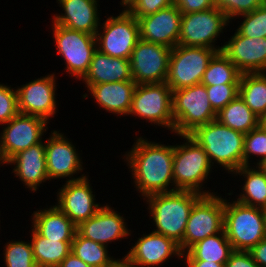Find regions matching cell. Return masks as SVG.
I'll use <instances>...</instances> for the list:
<instances>
[{
  "instance_id": "cell-51",
  "label": "cell",
  "mask_w": 266,
  "mask_h": 267,
  "mask_svg": "<svg viewBox=\"0 0 266 267\" xmlns=\"http://www.w3.org/2000/svg\"><path fill=\"white\" fill-rule=\"evenodd\" d=\"M1 164L4 165V163H3V161H2V159L0 157V167H1Z\"/></svg>"
},
{
  "instance_id": "cell-32",
  "label": "cell",
  "mask_w": 266,
  "mask_h": 267,
  "mask_svg": "<svg viewBox=\"0 0 266 267\" xmlns=\"http://www.w3.org/2000/svg\"><path fill=\"white\" fill-rule=\"evenodd\" d=\"M71 252L92 267H112L119 260L108 253L107 246L87 239L77 231L71 243Z\"/></svg>"
},
{
  "instance_id": "cell-40",
  "label": "cell",
  "mask_w": 266,
  "mask_h": 267,
  "mask_svg": "<svg viewBox=\"0 0 266 267\" xmlns=\"http://www.w3.org/2000/svg\"><path fill=\"white\" fill-rule=\"evenodd\" d=\"M175 5L182 14L201 12L216 6L214 0H175Z\"/></svg>"
},
{
  "instance_id": "cell-6",
  "label": "cell",
  "mask_w": 266,
  "mask_h": 267,
  "mask_svg": "<svg viewBox=\"0 0 266 267\" xmlns=\"http://www.w3.org/2000/svg\"><path fill=\"white\" fill-rule=\"evenodd\" d=\"M174 135H189L197 127L216 120L206 86L196 84L172 92Z\"/></svg>"
},
{
  "instance_id": "cell-8",
  "label": "cell",
  "mask_w": 266,
  "mask_h": 267,
  "mask_svg": "<svg viewBox=\"0 0 266 267\" xmlns=\"http://www.w3.org/2000/svg\"><path fill=\"white\" fill-rule=\"evenodd\" d=\"M57 54L63 57L68 76L81 80L97 50L95 35L72 30L52 22Z\"/></svg>"
},
{
  "instance_id": "cell-39",
  "label": "cell",
  "mask_w": 266,
  "mask_h": 267,
  "mask_svg": "<svg viewBox=\"0 0 266 267\" xmlns=\"http://www.w3.org/2000/svg\"><path fill=\"white\" fill-rule=\"evenodd\" d=\"M175 5V0H135L126 10L136 19Z\"/></svg>"
},
{
  "instance_id": "cell-10",
  "label": "cell",
  "mask_w": 266,
  "mask_h": 267,
  "mask_svg": "<svg viewBox=\"0 0 266 267\" xmlns=\"http://www.w3.org/2000/svg\"><path fill=\"white\" fill-rule=\"evenodd\" d=\"M119 13L115 17L111 15L100 24L95 35L97 50L111 57L130 59L140 40L139 25L137 19L126 9Z\"/></svg>"
},
{
  "instance_id": "cell-47",
  "label": "cell",
  "mask_w": 266,
  "mask_h": 267,
  "mask_svg": "<svg viewBox=\"0 0 266 267\" xmlns=\"http://www.w3.org/2000/svg\"><path fill=\"white\" fill-rule=\"evenodd\" d=\"M112 267H135L130 265L124 258L119 259Z\"/></svg>"
},
{
  "instance_id": "cell-42",
  "label": "cell",
  "mask_w": 266,
  "mask_h": 267,
  "mask_svg": "<svg viewBox=\"0 0 266 267\" xmlns=\"http://www.w3.org/2000/svg\"><path fill=\"white\" fill-rule=\"evenodd\" d=\"M229 21L240 15V0H214Z\"/></svg>"
},
{
  "instance_id": "cell-18",
  "label": "cell",
  "mask_w": 266,
  "mask_h": 267,
  "mask_svg": "<svg viewBox=\"0 0 266 267\" xmlns=\"http://www.w3.org/2000/svg\"><path fill=\"white\" fill-rule=\"evenodd\" d=\"M129 249L122 258L135 267H157L173 256L182 260L183 254L173 239L154 231L143 234Z\"/></svg>"
},
{
  "instance_id": "cell-2",
  "label": "cell",
  "mask_w": 266,
  "mask_h": 267,
  "mask_svg": "<svg viewBox=\"0 0 266 267\" xmlns=\"http://www.w3.org/2000/svg\"><path fill=\"white\" fill-rule=\"evenodd\" d=\"M202 195L192 191L176 190L172 192L155 193L143 200L148 204L151 223L154 232L173 239L179 244L183 253V237L185 228L194 203Z\"/></svg>"
},
{
  "instance_id": "cell-17",
  "label": "cell",
  "mask_w": 266,
  "mask_h": 267,
  "mask_svg": "<svg viewBox=\"0 0 266 267\" xmlns=\"http://www.w3.org/2000/svg\"><path fill=\"white\" fill-rule=\"evenodd\" d=\"M89 176L67 181L58 189L56 206L76 225L94 216L103 206L96 203Z\"/></svg>"
},
{
  "instance_id": "cell-19",
  "label": "cell",
  "mask_w": 266,
  "mask_h": 267,
  "mask_svg": "<svg viewBox=\"0 0 266 267\" xmlns=\"http://www.w3.org/2000/svg\"><path fill=\"white\" fill-rule=\"evenodd\" d=\"M182 13L176 5L137 18L140 39L173 49L178 45Z\"/></svg>"
},
{
  "instance_id": "cell-1",
  "label": "cell",
  "mask_w": 266,
  "mask_h": 267,
  "mask_svg": "<svg viewBox=\"0 0 266 267\" xmlns=\"http://www.w3.org/2000/svg\"><path fill=\"white\" fill-rule=\"evenodd\" d=\"M135 141L123 159L131 170L136 191L143 199L155 193L176 191L173 179L174 145L148 141L142 136Z\"/></svg>"
},
{
  "instance_id": "cell-35",
  "label": "cell",
  "mask_w": 266,
  "mask_h": 267,
  "mask_svg": "<svg viewBox=\"0 0 266 267\" xmlns=\"http://www.w3.org/2000/svg\"><path fill=\"white\" fill-rule=\"evenodd\" d=\"M251 156L259 157V159H256L258 162L255 166H262L266 161V127L262 123L245 134L243 165L250 166Z\"/></svg>"
},
{
  "instance_id": "cell-4",
  "label": "cell",
  "mask_w": 266,
  "mask_h": 267,
  "mask_svg": "<svg viewBox=\"0 0 266 267\" xmlns=\"http://www.w3.org/2000/svg\"><path fill=\"white\" fill-rule=\"evenodd\" d=\"M185 139L183 144L174 145L173 179L174 188L192 191L201 195L214 194L212 190H203V183L212 173L213 166L204 148L190 135H177Z\"/></svg>"
},
{
  "instance_id": "cell-48",
  "label": "cell",
  "mask_w": 266,
  "mask_h": 267,
  "mask_svg": "<svg viewBox=\"0 0 266 267\" xmlns=\"http://www.w3.org/2000/svg\"><path fill=\"white\" fill-rule=\"evenodd\" d=\"M135 0H121L120 1V7H123L122 9H127Z\"/></svg>"
},
{
  "instance_id": "cell-28",
  "label": "cell",
  "mask_w": 266,
  "mask_h": 267,
  "mask_svg": "<svg viewBox=\"0 0 266 267\" xmlns=\"http://www.w3.org/2000/svg\"><path fill=\"white\" fill-rule=\"evenodd\" d=\"M31 246L37 267H58L71 252L73 240H53L40 236L33 228Z\"/></svg>"
},
{
  "instance_id": "cell-14",
  "label": "cell",
  "mask_w": 266,
  "mask_h": 267,
  "mask_svg": "<svg viewBox=\"0 0 266 267\" xmlns=\"http://www.w3.org/2000/svg\"><path fill=\"white\" fill-rule=\"evenodd\" d=\"M171 50L140 39L129 59L133 81L137 85L165 82Z\"/></svg>"
},
{
  "instance_id": "cell-45",
  "label": "cell",
  "mask_w": 266,
  "mask_h": 267,
  "mask_svg": "<svg viewBox=\"0 0 266 267\" xmlns=\"http://www.w3.org/2000/svg\"><path fill=\"white\" fill-rule=\"evenodd\" d=\"M264 3L265 0H240V15L252 12Z\"/></svg>"
},
{
  "instance_id": "cell-38",
  "label": "cell",
  "mask_w": 266,
  "mask_h": 267,
  "mask_svg": "<svg viewBox=\"0 0 266 267\" xmlns=\"http://www.w3.org/2000/svg\"><path fill=\"white\" fill-rule=\"evenodd\" d=\"M19 113L17 89L0 83V125L9 122Z\"/></svg>"
},
{
  "instance_id": "cell-20",
  "label": "cell",
  "mask_w": 266,
  "mask_h": 267,
  "mask_svg": "<svg viewBox=\"0 0 266 267\" xmlns=\"http://www.w3.org/2000/svg\"><path fill=\"white\" fill-rule=\"evenodd\" d=\"M222 52L242 74L266 72V37L249 38L235 30Z\"/></svg>"
},
{
  "instance_id": "cell-41",
  "label": "cell",
  "mask_w": 266,
  "mask_h": 267,
  "mask_svg": "<svg viewBox=\"0 0 266 267\" xmlns=\"http://www.w3.org/2000/svg\"><path fill=\"white\" fill-rule=\"evenodd\" d=\"M224 267H259L249 251H233Z\"/></svg>"
},
{
  "instance_id": "cell-37",
  "label": "cell",
  "mask_w": 266,
  "mask_h": 267,
  "mask_svg": "<svg viewBox=\"0 0 266 267\" xmlns=\"http://www.w3.org/2000/svg\"><path fill=\"white\" fill-rule=\"evenodd\" d=\"M208 99L218 113L239 94V84H217L206 86Z\"/></svg>"
},
{
  "instance_id": "cell-43",
  "label": "cell",
  "mask_w": 266,
  "mask_h": 267,
  "mask_svg": "<svg viewBox=\"0 0 266 267\" xmlns=\"http://www.w3.org/2000/svg\"><path fill=\"white\" fill-rule=\"evenodd\" d=\"M249 252L259 267H266V237L258 242Z\"/></svg>"
},
{
  "instance_id": "cell-5",
  "label": "cell",
  "mask_w": 266,
  "mask_h": 267,
  "mask_svg": "<svg viewBox=\"0 0 266 267\" xmlns=\"http://www.w3.org/2000/svg\"><path fill=\"white\" fill-rule=\"evenodd\" d=\"M224 198V232L234 251H250L266 237V210Z\"/></svg>"
},
{
  "instance_id": "cell-12",
  "label": "cell",
  "mask_w": 266,
  "mask_h": 267,
  "mask_svg": "<svg viewBox=\"0 0 266 267\" xmlns=\"http://www.w3.org/2000/svg\"><path fill=\"white\" fill-rule=\"evenodd\" d=\"M202 195L193 205L183 237V253L198 241L220 233L224 228V198Z\"/></svg>"
},
{
  "instance_id": "cell-26",
  "label": "cell",
  "mask_w": 266,
  "mask_h": 267,
  "mask_svg": "<svg viewBox=\"0 0 266 267\" xmlns=\"http://www.w3.org/2000/svg\"><path fill=\"white\" fill-rule=\"evenodd\" d=\"M48 208L33 212V229L44 238L73 240L77 226L56 205Z\"/></svg>"
},
{
  "instance_id": "cell-9",
  "label": "cell",
  "mask_w": 266,
  "mask_h": 267,
  "mask_svg": "<svg viewBox=\"0 0 266 267\" xmlns=\"http://www.w3.org/2000/svg\"><path fill=\"white\" fill-rule=\"evenodd\" d=\"M216 52L208 47L175 46L170 53L165 82L172 91L200 84Z\"/></svg>"
},
{
  "instance_id": "cell-27",
  "label": "cell",
  "mask_w": 266,
  "mask_h": 267,
  "mask_svg": "<svg viewBox=\"0 0 266 267\" xmlns=\"http://www.w3.org/2000/svg\"><path fill=\"white\" fill-rule=\"evenodd\" d=\"M234 176H242L244 184L237 201L266 210V172L261 166L243 165L236 170ZM238 174V175H237Z\"/></svg>"
},
{
  "instance_id": "cell-21",
  "label": "cell",
  "mask_w": 266,
  "mask_h": 267,
  "mask_svg": "<svg viewBox=\"0 0 266 267\" xmlns=\"http://www.w3.org/2000/svg\"><path fill=\"white\" fill-rule=\"evenodd\" d=\"M125 219L118 211L104 204L94 216L81 222L76 231L81 236L108 247L113 241L131 236L132 231L128 229Z\"/></svg>"
},
{
  "instance_id": "cell-22",
  "label": "cell",
  "mask_w": 266,
  "mask_h": 267,
  "mask_svg": "<svg viewBox=\"0 0 266 267\" xmlns=\"http://www.w3.org/2000/svg\"><path fill=\"white\" fill-rule=\"evenodd\" d=\"M64 13L55 14L53 23L96 35L100 26L99 0H56ZM99 14V15H98Z\"/></svg>"
},
{
  "instance_id": "cell-46",
  "label": "cell",
  "mask_w": 266,
  "mask_h": 267,
  "mask_svg": "<svg viewBox=\"0 0 266 267\" xmlns=\"http://www.w3.org/2000/svg\"><path fill=\"white\" fill-rule=\"evenodd\" d=\"M187 267H224L225 263L208 262L206 260H185Z\"/></svg>"
},
{
  "instance_id": "cell-29",
  "label": "cell",
  "mask_w": 266,
  "mask_h": 267,
  "mask_svg": "<svg viewBox=\"0 0 266 267\" xmlns=\"http://www.w3.org/2000/svg\"><path fill=\"white\" fill-rule=\"evenodd\" d=\"M233 251L231 243L223 230L191 246L182 254V262L184 260H206L208 262L226 263Z\"/></svg>"
},
{
  "instance_id": "cell-23",
  "label": "cell",
  "mask_w": 266,
  "mask_h": 267,
  "mask_svg": "<svg viewBox=\"0 0 266 267\" xmlns=\"http://www.w3.org/2000/svg\"><path fill=\"white\" fill-rule=\"evenodd\" d=\"M43 142L20 151L6 163V165H14L12 173L22 181L25 188L31 190V193L36 192L42 182L49 180Z\"/></svg>"
},
{
  "instance_id": "cell-31",
  "label": "cell",
  "mask_w": 266,
  "mask_h": 267,
  "mask_svg": "<svg viewBox=\"0 0 266 267\" xmlns=\"http://www.w3.org/2000/svg\"><path fill=\"white\" fill-rule=\"evenodd\" d=\"M216 120L229 128L247 134L261 124L239 94L217 113Z\"/></svg>"
},
{
  "instance_id": "cell-16",
  "label": "cell",
  "mask_w": 266,
  "mask_h": 267,
  "mask_svg": "<svg viewBox=\"0 0 266 267\" xmlns=\"http://www.w3.org/2000/svg\"><path fill=\"white\" fill-rule=\"evenodd\" d=\"M55 74H47L17 87L19 113L38 116L49 122L57 113Z\"/></svg>"
},
{
  "instance_id": "cell-25",
  "label": "cell",
  "mask_w": 266,
  "mask_h": 267,
  "mask_svg": "<svg viewBox=\"0 0 266 267\" xmlns=\"http://www.w3.org/2000/svg\"><path fill=\"white\" fill-rule=\"evenodd\" d=\"M133 80L130 60L111 57L96 50L90 62L84 81L88 89L95 84Z\"/></svg>"
},
{
  "instance_id": "cell-49",
  "label": "cell",
  "mask_w": 266,
  "mask_h": 267,
  "mask_svg": "<svg viewBox=\"0 0 266 267\" xmlns=\"http://www.w3.org/2000/svg\"><path fill=\"white\" fill-rule=\"evenodd\" d=\"M261 123L266 127V116L261 120Z\"/></svg>"
},
{
  "instance_id": "cell-15",
  "label": "cell",
  "mask_w": 266,
  "mask_h": 267,
  "mask_svg": "<svg viewBox=\"0 0 266 267\" xmlns=\"http://www.w3.org/2000/svg\"><path fill=\"white\" fill-rule=\"evenodd\" d=\"M60 132V130L51 131L50 137L44 142L49 180L66 178L65 182H67L87 176L84 173L78 177L73 176L78 175L85 169L83 168V160H81L80 153L78 154L72 141H69V138Z\"/></svg>"
},
{
  "instance_id": "cell-11",
  "label": "cell",
  "mask_w": 266,
  "mask_h": 267,
  "mask_svg": "<svg viewBox=\"0 0 266 267\" xmlns=\"http://www.w3.org/2000/svg\"><path fill=\"white\" fill-rule=\"evenodd\" d=\"M229 23L226 15L217 6L206 11L182 14L178 45L222 51L224 45L215 44Z\"/></svg>"
},
{
  "instance_id": "cell-34",
  "label": "cell",
  "mask_w": 266,
  "mask_h": 267,
  "mask_svg": "<svg viewBox=\"0 0 266 267\" xmlns=\"http://www.w3.org/2000/svg\"><path fill=\"white\" fill-rule=\"evenodd\" d=\"M28 241L11 240L4 244L3 261L6 267H37Z\"/></svg>"
},
{
  "instance_id": "cell-3",
  "label": "cell",
  "mask_w": 266,
  "mask_h": 267,
  "mask_svg": "<svg viewBox=\"0 0 266 267\" xmlns=\"http://www.w3.org/2000/svg\"><path fill=\"white\" fill-rule=\"evenodd\" d=\"M189 135L204 148L212 166L220 165L231 175L243 166L245 134L214 120Z\"/></svg>"
},
{
  "instance_id": "cell-36",
  "label": "cell",
  "mask_w": 266,
  "mask_h": 267,
  "mask_svg": "<svg viewBox=\"0 0 266 267\" xmlns=\"http://www.w3.org/2000/svg\"><path fill=\"white\" fill-rule=\"evenodd\" d=\"M243 21L236 31L249 38L266 37V2L252 12L237 16Z\"/></svg>"
},
{
  "instance_id": "cell-24",
  "label": "cell",
  "mask_w": 266,
  "mask_h": 267,
  "mask_svg": "<svg viewBox=\"0 0 266 267\" xmlns=\"http://www.w3.org/2000/svg\"><path fill=\"white\" fill-rule=\"evenodd\" d=\"M136 86L133 80L95 84L87 89L83 98L86 99L89 92L99 108L117 116H128Z\"/></svg>"
},
{
  "instance_id": "cell-50",
  "label": "cell",
  "mask_w": 266,
  "mask_h": 267,
  "mask_svg": "<svg viewBox=\"0 0 266 267\" xmlns=\"http://www.w3.org/2000/svg\"><path fill=\"white\" fill-rule=\"evenodd\" d=\"M264 170H265V172H266V161L262 164V166H261Z\"/></svg>"
},
{
  "instance_id": "cell-7",
  "label": "cell",
  "mask_w": 266,
  "mask_h": 267,
  "mask_svg": "<svg viewBox=\"0 0 266 267\" xmlns=\"http://www.w3.org/2000/svg\"><path fill=\"white\" fill-rule=\"evenodd\" d=\"M172 92L166 82L137 85L128 115L174 133Z\"/></svg>"
},
{
  "instance_id": "cell-44",
  "label": "cell",
  "mask_w": 266,
  "mask_h": 267,
  "mask_svg": "<svg viewBox=\"0 0 266 267\" xmlns=\"http://www.w3.org/2000/svg\"><path fill=\"white\" fill-rule=\"evenodd\" d=\"M58 267H92L70 252Z\"/></svg>"
},
{
  "instance_id": "cell-33",
  "label": "cell",
  "mask_w": 266,
  "mask_h": 267,
  "mask_svg": "<svg viewBox=\"0 0 266 267\" xmlns=\"http://www.w3.org/2000/svg\"><path fill=\"white\" fill-rule=\"evenodd\" d=\"M241 74L229 58L222 51H219L210 59L201 84L205 86L239 84Z\"/></svg>"
},
{
  "instance_id": "cell-30",
  "label": "cell",
  "mask_w": 266,
  "mask_h": 267,
  "mask_svg": "<svg viewBox=\"0 0 266 267\" xmlns=\"http://www.w3.org/2000/svg\"><path fill=\"white\" fill-rule=\"evenodd\" d=\"M239 96L262 120L266 116V72L241 74Z\"/></svg>"
},
{
  "instance_id": "cell-13",
  "label": "cell",
  "mask_w": 266,
  "mask_h": 267,
  "mask_svg": "<svg viewBox=\"0 0 266 267\" xmlns=\"http://www.w3.org/2000/svg\"><path fill=\"white\" fill-rule=\"evenodd\" d=\"M48 121L38 116L18 113L3 125L0 133V157L6 164L14 155L42 142Z\"/></svg>"
}]
</instances>
